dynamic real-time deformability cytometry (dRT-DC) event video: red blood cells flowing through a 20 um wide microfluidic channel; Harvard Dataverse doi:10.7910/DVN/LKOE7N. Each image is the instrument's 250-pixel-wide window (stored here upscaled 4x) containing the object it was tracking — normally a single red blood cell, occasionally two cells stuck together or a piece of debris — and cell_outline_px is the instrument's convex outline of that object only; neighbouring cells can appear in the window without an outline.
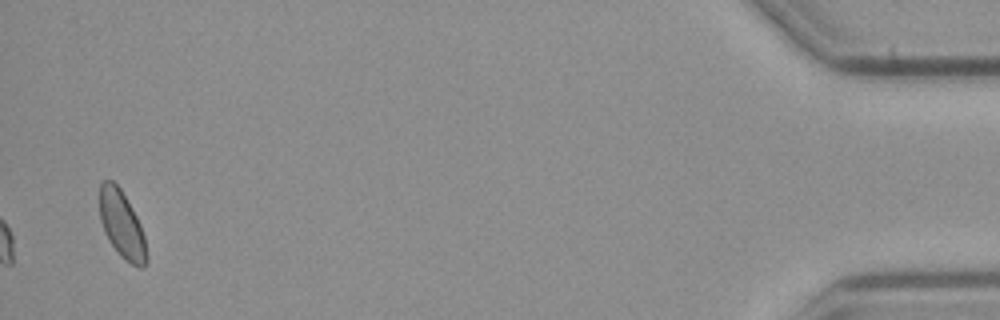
{"species": "common noctule bat (a hibernating species)", "species_latin": "Nyctalus noctula", "temperature_condition": "cold", "stored_images_in_passage": 42, "camera_frame_rate_fps": 3000, "um_per_image_px": 0.085, "animal": {"sex": "male", "body_mass_g": 23.1, "forearm_length_mm": 52.7}, "frame": {"image": 1, "passage_image": 42, "time_ms": 13.667, "image_size_px": [1000, 320], "cell_outline_px": [[148, 260], [140, 268], [124, 260], [120, 256], [108, 240], [104, 232], [100, 220], [100, 180], [112, 180], [120, 188], [132, 208], [140, 224], [144, 236], [148, 256]], "centroid_in_image_um": [10.35, 19.1], "position_along_channel_um": 424.9, "area_um2": 18.44}, "authors_computed_cell_mechanics": {"area_um2": 15.6349, "velocity_mm_per_s": 3.7311, "shape_relaxation_time_tau1_ms": null, "shape_relaxation_time_tau2_ms": 3.7898, "deformation_change_tau1": null, "deformation_change_tau2": 0.057}}